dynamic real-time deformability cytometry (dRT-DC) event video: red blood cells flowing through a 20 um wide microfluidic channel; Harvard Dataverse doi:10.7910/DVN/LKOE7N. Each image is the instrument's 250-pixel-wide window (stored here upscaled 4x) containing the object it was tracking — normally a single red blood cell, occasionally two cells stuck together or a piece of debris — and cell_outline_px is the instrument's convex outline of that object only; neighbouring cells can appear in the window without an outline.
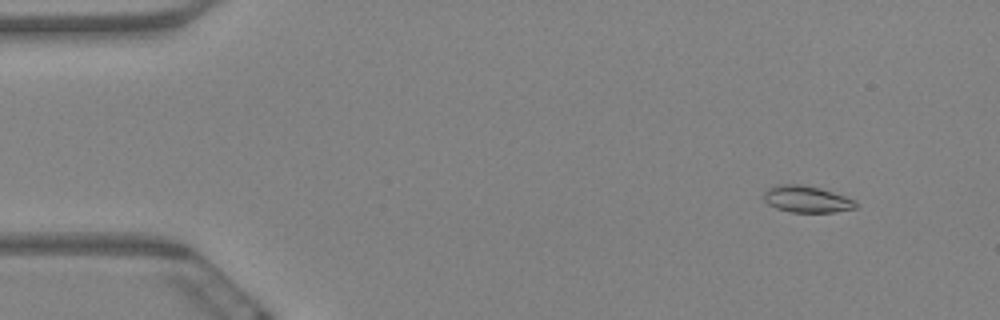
{"species": "Egyptian fruit bat (a non-hibernating species)", "species_latin": "Rousettus aegyptiacus", "temperature_condition": "warm", "stored_images_in_passage": 7, "camera_frame_rate_fps": 3000, "um_per_image_px": 0.085, "animal": {"sex": "female"}, "frame": {"image": 1, "passage_image": 2, "time_ms": 0.333, "image_size_px": [1000, 320], "cell_outline_px": [[860, 204], [856, 208], [832, 212], [792, 212], [776, 208], [768, 204], [764, 200], [764, 192], [768, 188], [776, 184], [804, 184], [820, 188], [856, 200]], "centroid_in_image_um": [68.58, 16.92], "position_along_channel_um": 16.4, "area_um2": 14.39}}
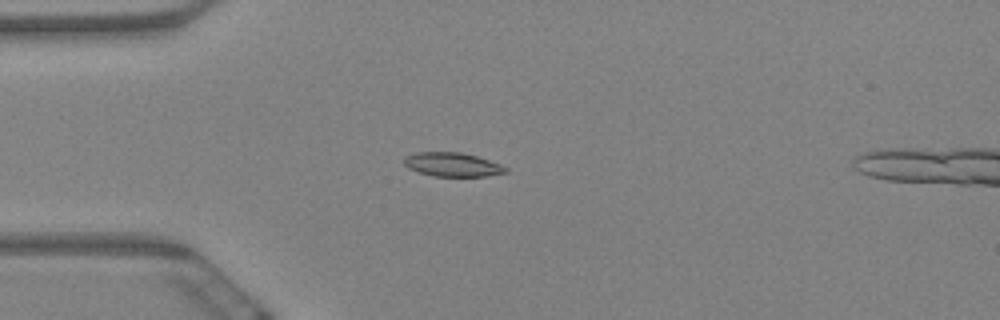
{"frame": {"image": 2, "passage_image": 5, "time_ms": 1.333, "image_size_px": [1000, 320], "cell_outline_px": [[508, 172], [488, 176], [432, 176], [408, 168], [404, 164], [404, 156], [416, 152], [460, 152], [476, 156], [500, 164], [508, 168]], "centroid_in_image_um": [38.45, 13.98], "position_along_channel_um": 46.6, "area_um2": 14.16}}
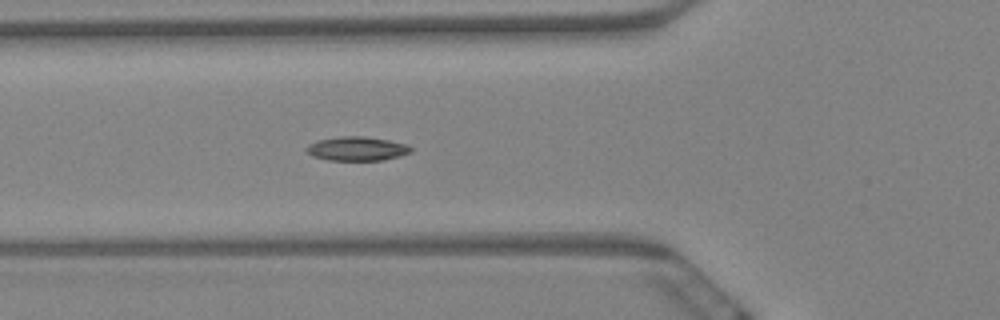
{"frame": {"image": 3, "passage_image": 7, "time_ms": 2.0, "image_size_px": [1000, 320], "cell_outline_px": [[412, 152], [400, 156], [384, 160], [328, 160], [312, 156], [304, 148], [308, 144], [316, 140], [340, 136], [364, 136], [388, 140], [404, 144], [412, 148]], "centroid_in_image_um": [30.3, 12.64], "position_along_channel_um": 95.5, "area_um2": 14.68}}